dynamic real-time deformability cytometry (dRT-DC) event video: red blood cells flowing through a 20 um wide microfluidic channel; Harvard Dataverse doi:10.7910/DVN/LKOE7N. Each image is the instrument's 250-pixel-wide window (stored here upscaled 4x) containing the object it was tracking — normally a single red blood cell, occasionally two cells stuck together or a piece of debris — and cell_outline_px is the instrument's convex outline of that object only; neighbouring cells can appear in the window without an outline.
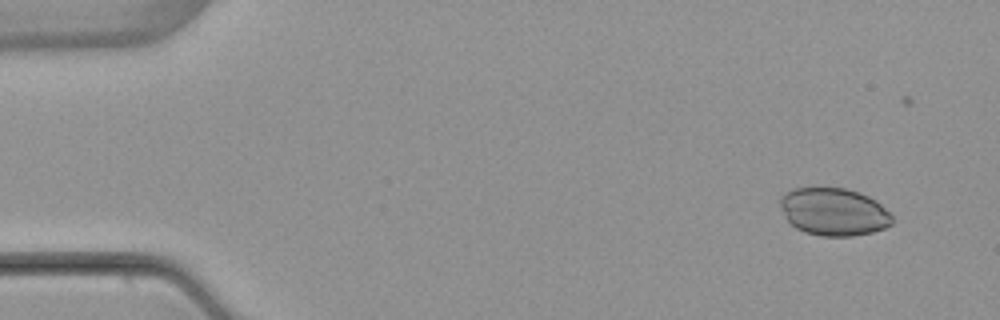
{"species": "common noctule bat (a hibernating species)", "species_latin": "Nyctalus noctula", "temperature_condition": "warm", "stored_images_in_passage": 4, "camera_frame_rate_fps": 3000, "um_per_image_px": 0.085, "animal": {"sex": "female", "body_mass_g": 22.7, "forearm_length_mm": 54.2}, "frame": {"image": 1, "passage_image": 1, "time_ms": 0.0, "image_size_px": [1000, 320], "cell_outline_px": [[892, 224], [884, 228], [872, 232], [852, 236], [820, 236], [804, 232], [796, 228], [788, 220], [780, 204], [780, 196], [784, 192], [792, 188], [844, 188], [860, 192], [876, 200], [892, 216]], "centroid_in_image_um": [70.86, 18.0], "position_along_channel_um": 14.1, "area_um2": 31.04}}
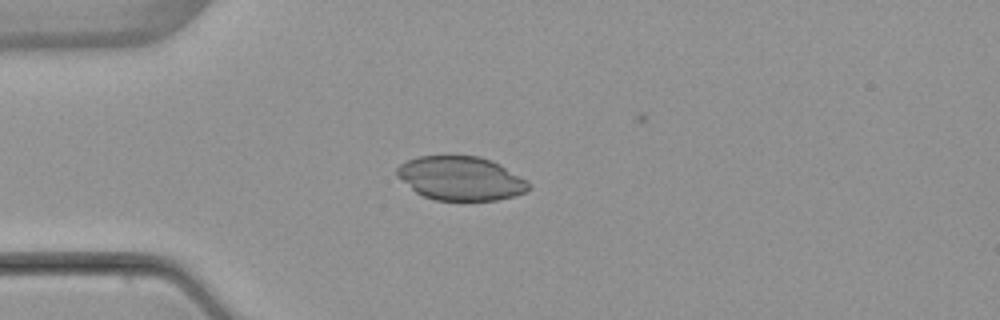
{"frame": {"image": 2, "passage_image": 3, "time_ms": 3.333, "image_size_px": [1000, 320], "cell_outline_px": [[532, 188], [528, 192], [516, 196], [496, 200], [436, 200], [424, 196], [416, 192], [396, 176], [396, 168], [400, 164], [408, 160], [420, 156], [480, 156], [492, 160], [500, 164], [528, 180], [532, 184]], "centroid_in_image_um": [39.22, 15.16], "position_along_channel_um": 45.8, "area_um2": 33.99}}